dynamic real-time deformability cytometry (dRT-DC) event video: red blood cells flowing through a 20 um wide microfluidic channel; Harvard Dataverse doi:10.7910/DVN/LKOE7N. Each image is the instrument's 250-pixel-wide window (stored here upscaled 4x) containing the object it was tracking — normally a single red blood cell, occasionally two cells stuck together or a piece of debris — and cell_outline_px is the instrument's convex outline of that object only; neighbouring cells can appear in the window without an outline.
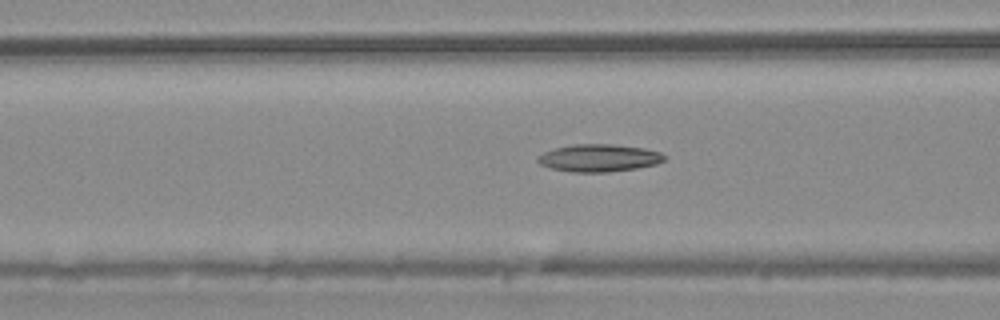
{"species": "common noctule bat (a hibernating species)", "species_latin": "Nyctalus noctula", "temperature_condition": "warm", "stored_images_in_passage": 51, "camera_frame_rate_fps": 3000, "um_per_image_px": 0.085, "animal": {"sex": "male", "body_mass_g": 20.4}, "frame": {"image": 1, "passage_image": 22, "time_ms": 7.0, "image_size_px": [1000, 320], "cell_outline_px": [[668, 156], [664, 160], [656, 164], [636, 168], [608, 172], [572, 172], [552, 168], [540, 164], [536, 160], [536, 156], [544, 152], [556, 148], [572, 144], [612, 144], [644, 148], [660, 152]], "centroid_in_image_um": [50.91, 13.42], "position_along_channel_um": 115.7, "area_um2": 20.29}}
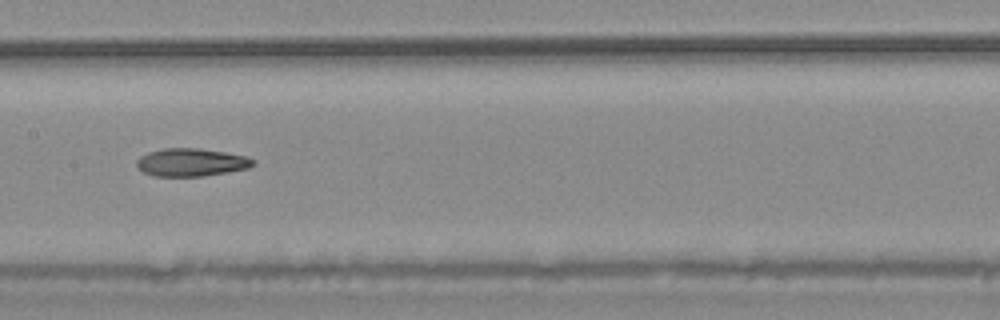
{"frame": {"image": 2, "passage_image": 28, "time_ms": 9.0, "image_size_px": [1000, 320], "cell_outline_px": [[256, 164], [248, 168], [200, 176], [156, 176], [144, 172], [136, 164], [136, 160], [140, 156], [148, 152], [164, 148], [200, 148], [248, 156], [256, 160]], "centroid_in_image_um": [16.27, 13.78], "position_along_channel_um": 191.1, "area_um2": 18.84}}
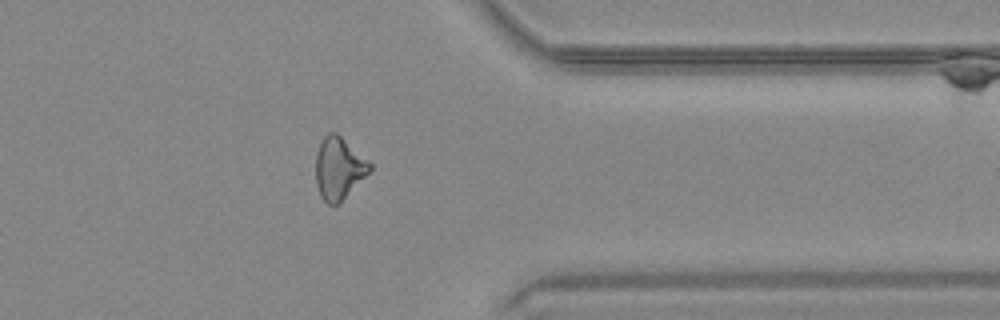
{"frame": {"image": 3, "passage_image": 44, "time_ms": 14.333, "image_size_px": [1000, 320], "cell_outline_px": [[372, 168], [340, 204], [328, 204], [320, 196], [316, 184], [316, 152], [320, 140], [328, 132], [336, 132], [372, 164]], "centroid_in_image_um": [28.77, 14.3], "position_along_channel_um": 382.6, "area_um2": 19.54}}